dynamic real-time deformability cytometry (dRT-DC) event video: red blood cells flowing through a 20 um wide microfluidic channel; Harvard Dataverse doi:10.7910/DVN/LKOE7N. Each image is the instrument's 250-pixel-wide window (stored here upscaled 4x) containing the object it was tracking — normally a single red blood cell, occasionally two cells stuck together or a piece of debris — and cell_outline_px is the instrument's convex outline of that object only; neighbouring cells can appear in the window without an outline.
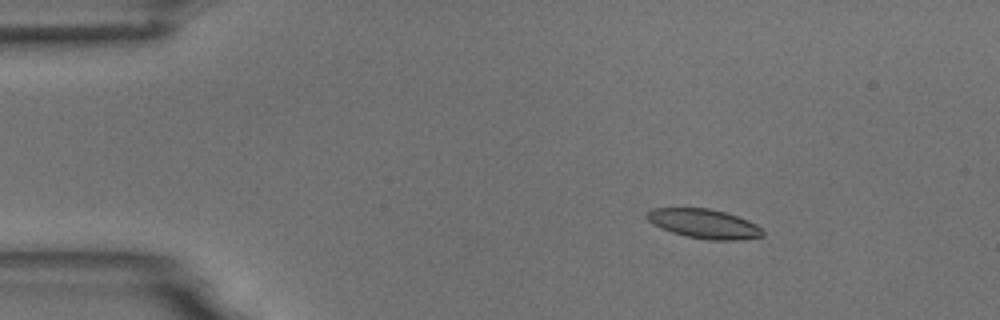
{"species": "common noctule bat (a hibernating species)", "species_latin": "Nyctalus noctula", "temperature_condition": "room temperature", "stored_images_in_passage": 6, "camera_frame_rate_fps": 3000, "um_per_image_px": 0.085, "animal": {"sex": "male", "body_mass_g": 18.8}, "frame": {"image": 1, "passage_image": 2, "time_ms": 1.333, "image_size_px": [1000, 320], "cell_outline_px": [[764, 236], [740, 240], [708, 240], [688, 236], [672, 232], [660, 228], [652, 224], [644, 216], [652, 208], [708, 208], [724, 212], [748, 220], [756, 224], [764, 232]], "centroid_in_image_um": [59.83, 19.02], "position_along_channel_um": 25.2, "area_um2": 19.77}}
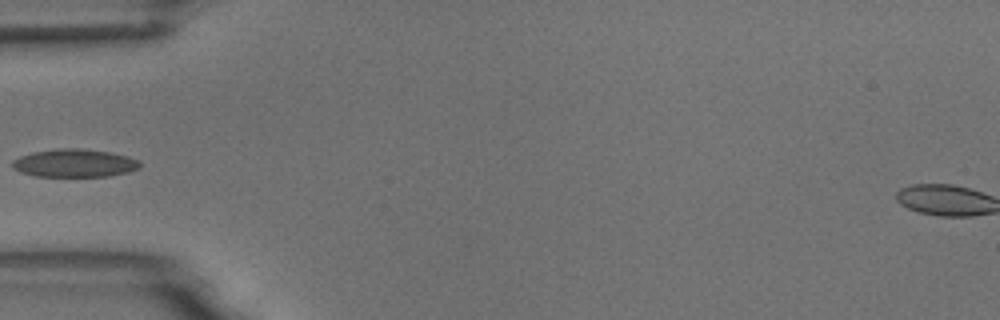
{"frame": {"image": 2, "passage_image": 5, "time_ms": 4.667, "image_size_px": [1000, 320], "cell_outline_px": [[140, 168], [128, 172], [108, 176], [32, 176], [20, 172], [12, 168], [12, 160], [20, 156], [32, 152], [60, 148], [80, 148], [108, 152], [128, 156], [140, 160]], "centroid_in_image_um": [6.32, 13.86], "position_along_channel_um": 78.7, "area_um2": 20.92}}